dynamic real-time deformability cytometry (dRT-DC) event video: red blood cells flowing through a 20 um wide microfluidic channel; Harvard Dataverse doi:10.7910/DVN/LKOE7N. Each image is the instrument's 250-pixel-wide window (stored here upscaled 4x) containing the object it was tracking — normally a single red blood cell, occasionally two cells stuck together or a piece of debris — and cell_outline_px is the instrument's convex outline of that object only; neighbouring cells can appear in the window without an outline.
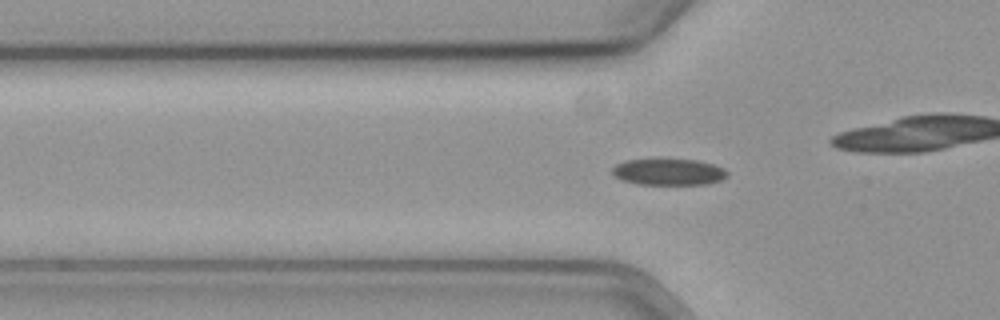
{"species": "common noctule bat (a hibernating species)", "species_latin": "Nyctalus noctula", "temperature_condition": "cold", "stored_images_in_passage": 49, "camera_frame_rate_fps": 3000, "um_per_image_px": 0.085, "animal": {"sex": "female", "body_mass_g": 19.3, "forearm_length_mm": 54.1}, "frame": {"image": 1, "passage_image": 15, "time_ms": 4.667, "image_size_px": [1000, 320], "cell_outline_px": [[728, 176], [720, 180], [708, 184], [636, 184], [624, 180], [616, 176], [612, 172], [612, 168], [616, 164], [624, 160], [656, 156], [696, 160], [712, 164], [724, 168], [728, 172]], "centroid_in_image_um": [56.8, 14.56], "position_along_channel_um": 69.0, "area_um2": 18.5}}
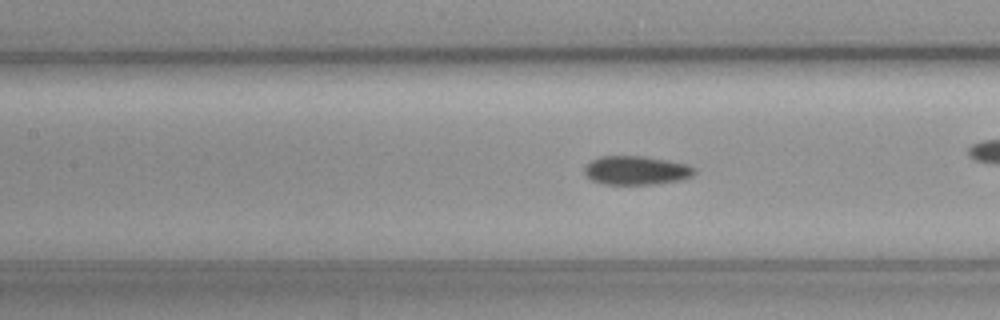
{"frame": {"image": 2, "passage_image": 22, "time_ms": 7.0, "image_size_px": [1000, 320], "cell_outline_px": [[696, 172], [692, 176], [684, 180], [652, 184], [604, 184], [592, 180], [584, 172], [584, 168], [592, 160], [600, 156], [644, 156], [668, 160], [688, 164], [696, 168]], "centroid_in_image_um": [54.14, 14.48], "position_along_channel_um": 153.3, "area_um2": 18.55}, "authors_computed_cell_mechanics": {"area_um2": 18.4382, "velocity_mm_per_s": 3.6297, "shape_relaxation_time_tau1_ms": 8.221, "shape_relaxation_time_tau2_ms": null, "deformation_change_tau1": 0.1046, "deformation_change_tau2": null}}